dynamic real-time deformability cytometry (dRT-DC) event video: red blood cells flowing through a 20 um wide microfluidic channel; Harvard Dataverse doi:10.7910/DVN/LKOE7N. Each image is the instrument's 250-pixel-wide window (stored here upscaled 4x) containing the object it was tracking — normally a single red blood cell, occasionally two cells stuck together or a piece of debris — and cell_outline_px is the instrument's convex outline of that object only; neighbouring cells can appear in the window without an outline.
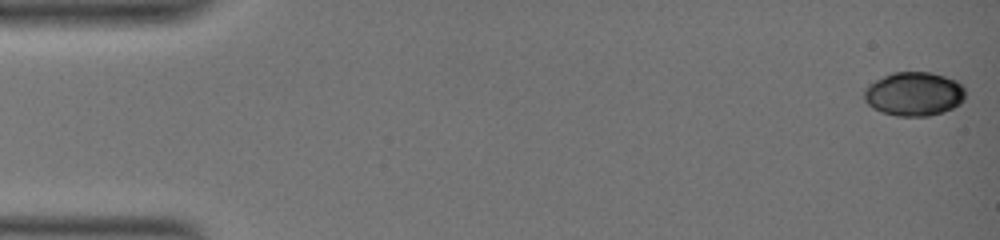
{"species": "common noctule bat (a hibernating species)", "species_latin": "Nyctalus noctula", "temperature_condition": "warm", "stored_images_in_passage": 3, "camera_frame_rate_fps": 3000, "um_per_image_px": 0.085, "animal": {"sex": "female", "body_mass_g": 19.0, "forearm_length_mm": 51.5}, "frame": {"image": 1, "passage_image": 1, "time_ms": 0.0, "image_size_px": [1000, 240], "cell_outline_px": [[964, 100], [960, 104], [944, 112], [928, 116], [896, 116], [880, 112], [872, 108], [864, 100], [864, 88], [868, 84], [892, 72], [932, 72], [956, 80], [964, 88]], "centroid_in_image_um": [77.67, 7.99], "position_along_channel_um": 7.3, "area_um2": 26.13}}